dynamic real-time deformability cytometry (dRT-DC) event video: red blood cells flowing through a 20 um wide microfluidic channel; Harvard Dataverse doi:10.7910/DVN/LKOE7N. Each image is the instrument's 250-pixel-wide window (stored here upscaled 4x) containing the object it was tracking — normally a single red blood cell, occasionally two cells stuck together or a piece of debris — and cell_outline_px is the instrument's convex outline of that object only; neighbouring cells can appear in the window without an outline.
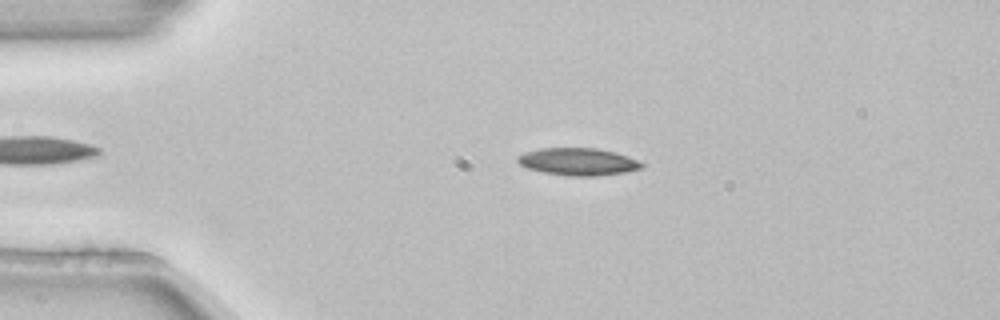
{"species": "common noctule bat (a hibernating species)", "species_latin": "Nyctalus noctula", "temperature_condition": "room temperature", "stored_images_in_passage": 5, "camera_frame_rate_fps": 3000, "um_per_image_px": 0.085, "animal": {"sex": "female", "body_mass_g": 22.7, "forearm_length_mm": 54.2}, "frame": {"image": 1, "passage_image": 4, "time_ms": 1.0, "image_size_px": [1000, 320], "cell_outline_px": [[644, 168], [624, 172], [596, 176], [568, 176], [544, 172], [528, 168], [520, 164], [516, 160], [516, 156], [524, 152], [540, 148], [596, 148], [616, 152], [628, 156], [644, 164]], "centroid_in_image_um": [49.13, 13.74], "position_along_channel_um": 35.9, "area_um2": 19.83}}